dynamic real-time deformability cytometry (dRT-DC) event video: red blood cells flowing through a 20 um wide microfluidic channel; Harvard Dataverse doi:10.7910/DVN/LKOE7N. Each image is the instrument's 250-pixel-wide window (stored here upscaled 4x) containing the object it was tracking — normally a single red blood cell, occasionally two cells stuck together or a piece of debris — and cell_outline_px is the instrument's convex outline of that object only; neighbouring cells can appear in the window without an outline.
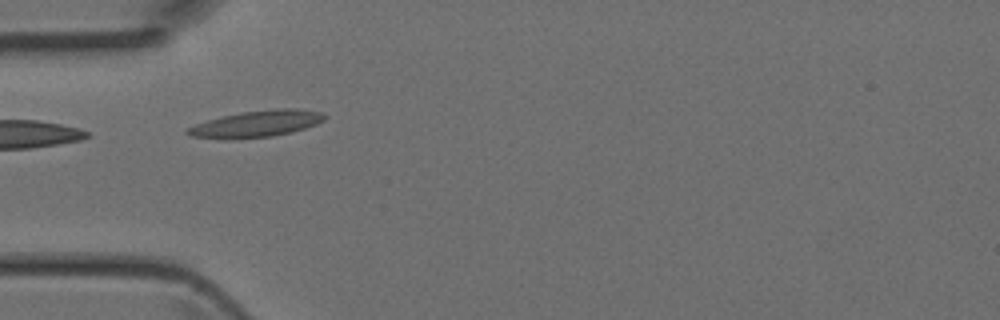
{"species": "Egyptian fruit bat (a non-hibernating species)", "species_latin": "Rousettus aegyptiacus", "temperature_condition": "room temperature", "stored_images_in_passage": 5, "camera_frame_rate_fps": 3000, "um_per_image_px": 0.085, "animal": {"sex": "female"}, "frame": {"image": 1, "passage_image": 4, "time_ms": 1.0, "image_size_px": [1000, 320], "cell_outline_px": [[328, 116], [324, 120], [316, 124], [292, 132], [272, 136], [228, 140], [192, 136], [184, 132], [184, 128], [208, 120], [240, 112], [276, 108], [296, 108], [320, 112]], "centroid_in_image_um": [21.78, 10.53], "position_along_channel_um": 63.2, "area_um2": 21.33}}
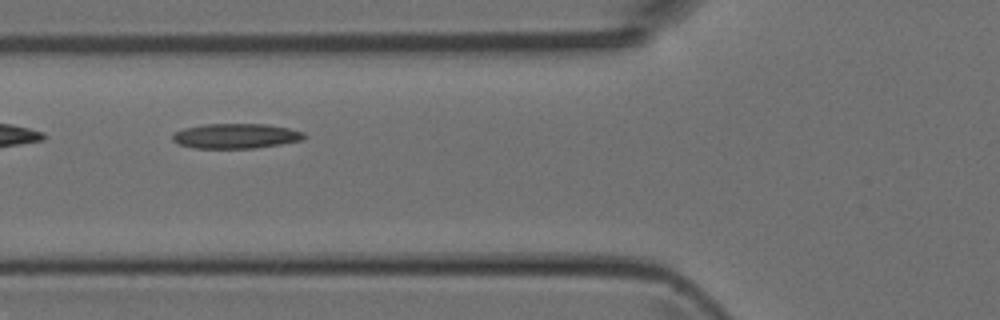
{"frame": {"image": 2, "passage_image": 5, "time_ms": 1.333, "image_size_px": [1000, 320], "cell_outline_px": [[308, 136], [304, 140], [280, 144], [252, 148], [196, 148], [180, 144], [172, 140], [172, 136], [176, 132], [184, 128], [204, 124], [264, 124], [288, 128], [304, 132]], "centroid_in_image_um": [20.09, 11.56], "position_along_channel_um": 105.7, "area_um2": 19.02}}